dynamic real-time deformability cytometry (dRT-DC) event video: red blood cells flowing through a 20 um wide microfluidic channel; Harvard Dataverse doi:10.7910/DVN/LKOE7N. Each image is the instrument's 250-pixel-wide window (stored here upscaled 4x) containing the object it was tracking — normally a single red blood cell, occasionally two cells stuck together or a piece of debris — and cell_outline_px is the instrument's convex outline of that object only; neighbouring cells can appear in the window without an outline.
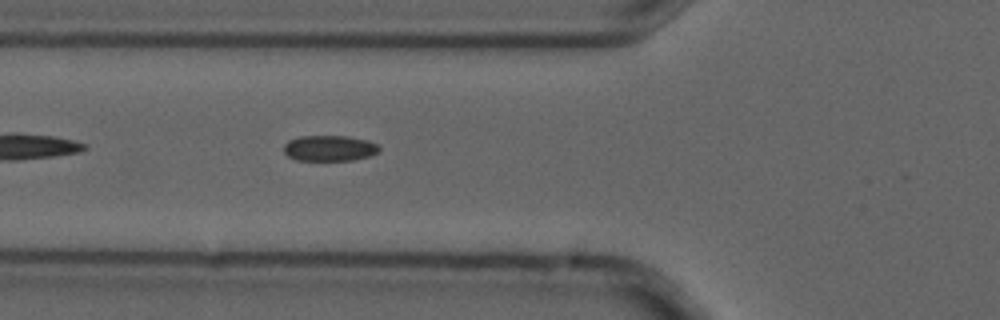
{"species": "common noctule bat (a hibernating species)", "species_latin": "Nyctalus noctula", "temperature_condition": "cold", "stored_images_in_passage": 3, "camera_frame_rate_fps": 3000, "um_per_image_px": 0.085, "animal": {"sex": "male", "forearm_length_mm": 52.5}, "frame": {"image": 1, "passage_image": 3, "time_ms": 0.667, "image_size_px": [1000, 320], "cell_outline_px": [[380, 148], [376, 152], [368, 156], [352, 160], [296, 160], [288, 156], [284, 152], [284, 144], [288, 140], [300, 136], [348, 136], [368, 140], [376, 144]], "centroid_in_image_um": [27.97, 12.59], "position_along_channel_um": 97.8, "area_um2": 14.22}}